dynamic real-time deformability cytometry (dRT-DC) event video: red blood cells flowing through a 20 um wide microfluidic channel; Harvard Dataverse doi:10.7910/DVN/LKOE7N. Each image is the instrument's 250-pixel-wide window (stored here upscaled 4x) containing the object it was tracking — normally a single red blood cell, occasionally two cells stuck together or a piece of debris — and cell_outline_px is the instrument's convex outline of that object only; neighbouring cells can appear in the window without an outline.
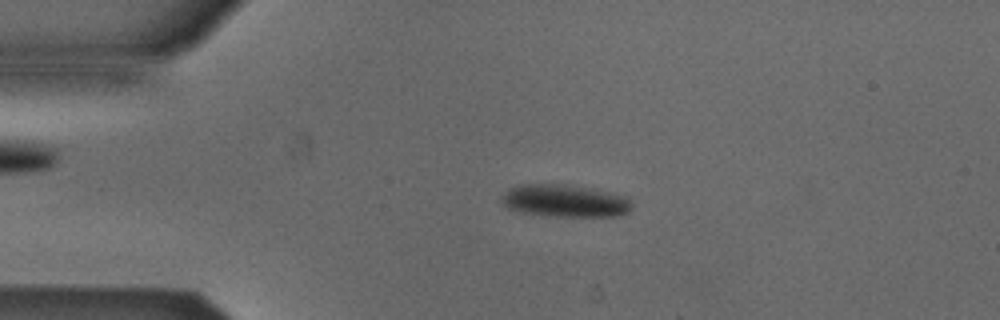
{"species": "Egyptian fruit bat (a non-hibernating species)", "species_latin": "Rousettus aegyptiacus", "temperature_condition": "cold", "stored_images_in_passage": 53, "camera_frame_rate_fps": 3000, "um_per_image_px": 0.085, "animal": {"sex": "male"}, "frame": {"image": 1, "passage_image": 11, "time_ms": 3.333, "image_size_px": [1000, 320], "cell_outline_px": [[632, 208], [628, 212], [620, 216], [556, 216], [520, 212], [508, 208], [500, 200], [508, 188], [520, 184], [564, 184], [608, 192], [628, 196], [632, 204]], "centroid_in_image_um": [48.03, 17.07], "position_along_channel_um": 37.0, "area_um2": 24.57}}
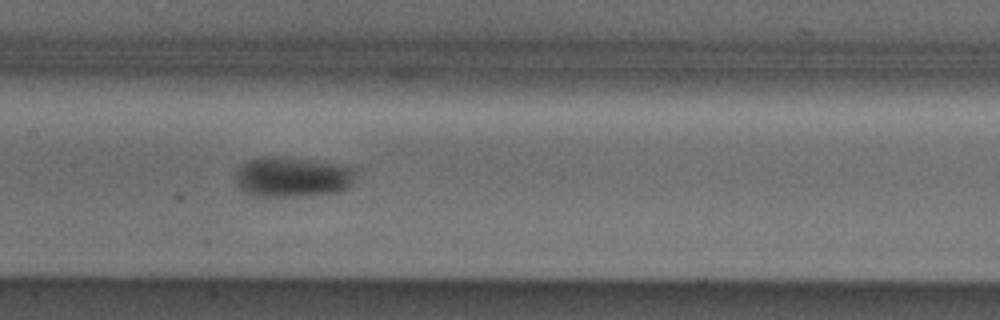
{"frame": {"image": 2, "passage_image": 25, "time_ms": 8.0, "image_size_px": [1000, 320], "cell_outline_px": [[356, 172], [352, 184], [348, 188], [336, 192], [292, 196], [252, 196], [240, 188], [236, 184], [236, 168], [248, 160], [264, 156], [312, 160], [336, 164], [352, 168]], "centroid_in_image_um": [24.81, 15.04], "position_along_channel_um": 182.6, "area_um2": 27.86}}
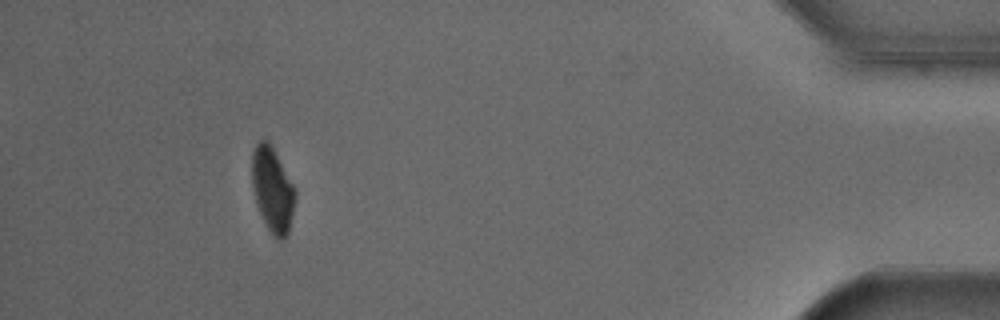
{"frame": {"image": 3, "passage_image": 48, "time_ms": 15.667, "image_size_px": [1000, 320], "cell_outline_px": [[296, 196], [288, 232], [284, 240], [276, 240], [268, 228], [260, 212], [256, 200], [252, 184], [252, 152], [256, 144], [260, 140], [264, 140], [272, 148], [296, 188]], "centroid_in_image_um": [23.17, 16.15], "position_along_channel_um": 412.0, "area_um2": 20.92}}